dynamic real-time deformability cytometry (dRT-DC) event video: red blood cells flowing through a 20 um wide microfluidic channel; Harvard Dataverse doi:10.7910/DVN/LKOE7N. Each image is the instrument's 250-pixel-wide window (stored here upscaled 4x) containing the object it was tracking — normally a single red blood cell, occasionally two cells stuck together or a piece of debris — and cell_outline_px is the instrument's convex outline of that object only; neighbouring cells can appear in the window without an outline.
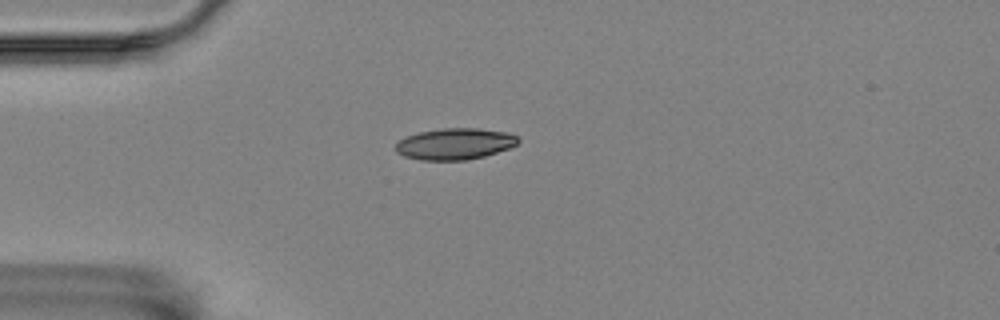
{"species": "Egyptian fruit bat (a non-hibernating species)", "species_latin": "Rousettus aegyptiacus", "temperature_condition": "room temperature", "stored_images_in_passage": 9, "camera_frame_rate_fps": 3000, "um_per_image_px": 0.085, "animal": {"sex": "female"}, "frame": {"image": 1, "passage_image": 2, "time_ms": 0.333, "image_size_px": [1000, 320], "cell_outline_px": [[520, 140], [516, 144], [508, 148], [484, 156], [468, 160], [420, 160], [404, 156], [396, 152], [396, 144], [400, 140], [408, 136], [420, 132], [440, 128], [480, 128], [508, 132], [516, 136]], "centroid_in_image_um": [38.67, 12.23], "position_along_channel_um": 46.3, "area_um2": 22.31}}
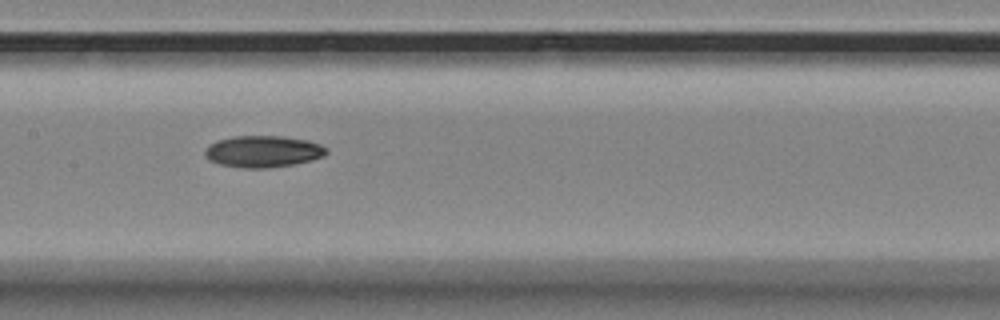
{"frame": {"image": 2, "passage_image": 6, "time_ms": 1.667, "image_size_px": [1000, 320], "cell_outline_px": [[328, 152], [324, 156], [312, 160], [292, 164], [268, 168], [244, 168], [220, 164], [208, 160], [204, 152], [208, 144], [216, 140], [236, 136], [280, 136], [308, 140], [320, 144], [328, 148]], "centroid_in_image_um": [22.36, 12.87], "position_along_channel_um": 185.0, "area_um2": 22.48}}
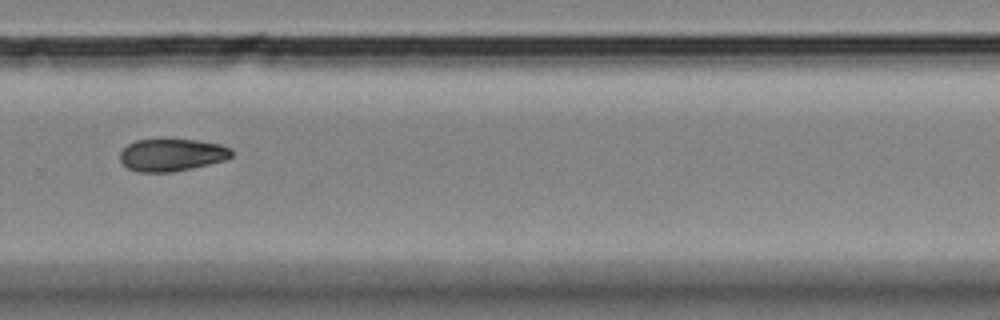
{"frame": {"image": 3, "passage_image": 9, "time_ms": 2.667, "image_size_px": [1000, 320], "cell_outline_px": [[232, 156], [224, 160], [192, 168], [172, 172], [136, 172], [128, 168], [120, 160], [120, 152], [128, 144], [136, 140], [160, 136], [196, 140], [220, 144], [232, 148]], "centroid_in_image_um": [14.57, 13.12], "position_along_channel_um": 315.2, "area_um2": 21.79}}